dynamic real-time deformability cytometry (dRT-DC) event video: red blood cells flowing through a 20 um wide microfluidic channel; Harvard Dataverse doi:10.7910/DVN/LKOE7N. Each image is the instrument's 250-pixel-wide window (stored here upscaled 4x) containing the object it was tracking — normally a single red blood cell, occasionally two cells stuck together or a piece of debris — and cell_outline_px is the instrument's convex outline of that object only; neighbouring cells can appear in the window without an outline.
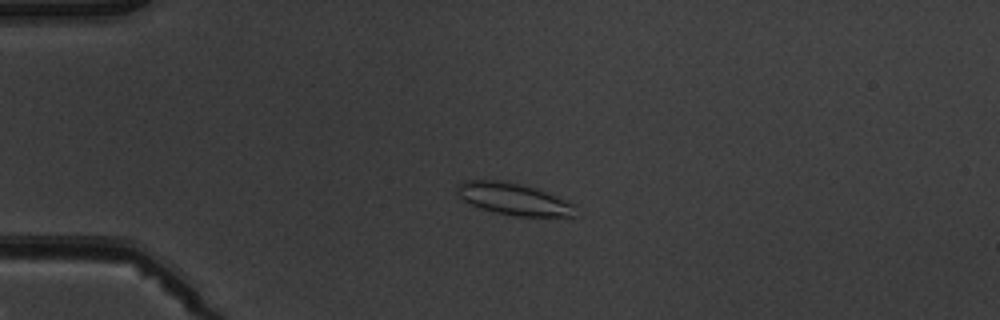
{"species": "common noctule bat (a hibernating species)", "species_latin": "Nyctalus noctula", "temperature_condition": "warm", "stored_images_in_passage": 3, "camera_frame_rate_fps": 3000, "um_per_image_px": 0.085, "animal": {"sex": "male", "body_mass_g": 19.5, "forearm_length_mm": 54.6}, "frame": {"image": 1, "passage_image": 3, "time_ms": 2.333, "image_size_px": [1000, 320], "cell_outline_px": [[576, 216], [516, 216], [496, 212], [472, 204], [464, 200], [456, 192], [456, 184], [464, 180], [504, 180], [536, 188], [576, 204]], "centroid_in_image_um": [43.68, 16.9], "position_along_channel_um": 41.3, "area_um2": 21.91}}